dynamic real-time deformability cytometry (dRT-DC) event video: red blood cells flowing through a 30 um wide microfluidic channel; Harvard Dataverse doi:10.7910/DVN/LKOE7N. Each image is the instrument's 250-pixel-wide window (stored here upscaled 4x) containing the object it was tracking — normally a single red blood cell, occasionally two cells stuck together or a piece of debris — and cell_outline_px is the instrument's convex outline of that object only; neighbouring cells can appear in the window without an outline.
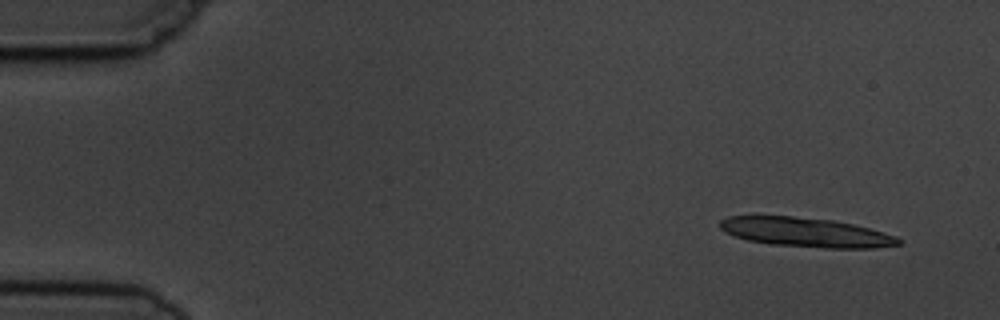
{"species": "common noctule bat (a hibernating species)", "species_latin": "Nyctalus noctula", "temperature_condition": "cold", "stored_images_in_passage": 4, "segment_of_instrument_passage": [1, 2], "camera_frame_rate_fps": 3000, "um_per_image_px": 0.085, "animal": {"sex": "male", "body_mass_g": 19.5, "forearm_length_mm": 54.6}, "frame": {"image": 1, "passage_image": 1, "time_ms": 0.0, "image_size_px": [1000, 320], "cell_outline_px": [[900, 244], [872, 248], [828, 248], [772, 244], [748, 240], [724, 232], [720, 228], [720, 220], [728, 216], [756, 212], [832, 220], [852, 224], [884, 232], [896, 236], [900, 240]], "centroid_in_image_um": [68.36, 19.69], "position_along_channel_um": 16.6, "area_um2": 31.21}}